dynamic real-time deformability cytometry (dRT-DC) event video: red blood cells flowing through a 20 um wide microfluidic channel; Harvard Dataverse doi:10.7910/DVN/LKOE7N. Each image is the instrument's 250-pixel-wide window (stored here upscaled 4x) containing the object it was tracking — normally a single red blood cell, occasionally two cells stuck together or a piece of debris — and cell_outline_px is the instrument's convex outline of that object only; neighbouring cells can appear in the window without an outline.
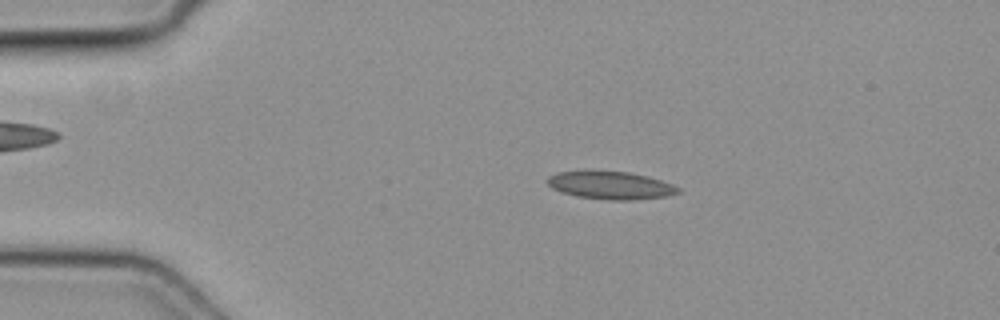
{"species": "common noctule bat (a hibernating species)", "species_latin": "Nyctalus noctula", "temperature_condition": "cold", "stored_images_in_passage": 48, "camera_frame_rate_fps": 3000, "um_per_image_px": 0.085, "animal": {"sex": "female", "body_mass_g": 19.3, "forearm_length_mm": 54.1}, "frame": {"image": 1, "passage_image": 9, "time_ms": 2.667, "image_size_px": [1000, 320], "cell_outline_px": [[680, 192], [668, 196], [632, 200], [608, 200], [576, 196], [560, 192], [552, 188], [548, 184], [548, 176], [556, 172], [628, 172], [648, 176], [672, 184], [680, 188]], "centroid_in_image_um": [51.92, 15.77], "position_along_channel_um": 33.1, "area_um2": 20.92}}
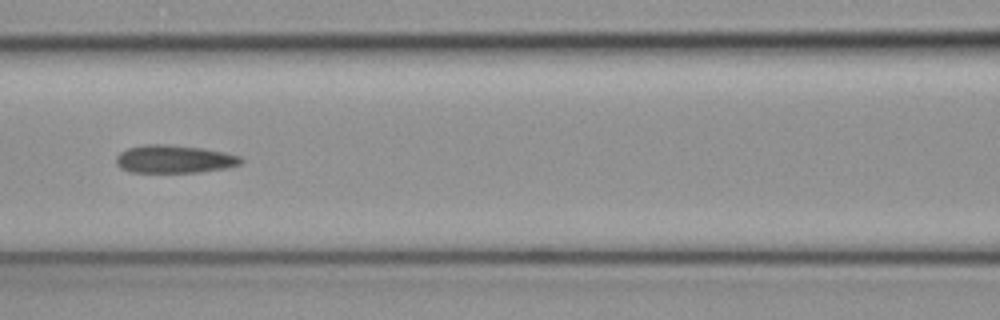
{"frame": {"image": 2, "passage_image": 21, "time_ms": 6.667, "image_size_px": [1000, 320], "cell_outline_px": [[244, 160], [240, 164], [228, 168], [200, 172], [128, 172], [120, 168], [116, 164], [116, 156], [120, 152], [128, 148], [148, 144], [160, 144], [204, 148], [224, 152], [240, 156]], "centroid_in_image_um": [14.82, 13.53], "position_along_channel_um": 151.8, "area_um2": 20.4}}
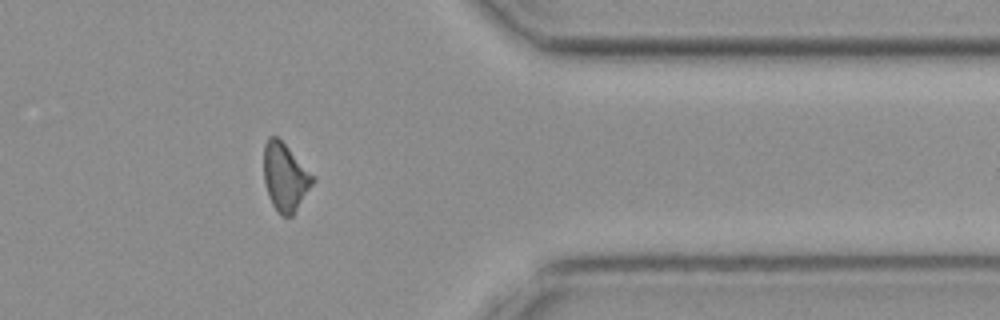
{"frame": {"image": 3, "passage_image": 39, "time_ms": 12.667, "image_size_px": [1000, 320], "cell_outline_px": [[316, 180], [292, 216], [280, 216], [276, 212], [268, 196], [264, 180], [264, 144], [268, 136], [276, 136], [316, 176]], "centroid_in_image_um": [24.24, 15.07], "position_along_channel_um": 387.2, "area_um2": 19.48}}